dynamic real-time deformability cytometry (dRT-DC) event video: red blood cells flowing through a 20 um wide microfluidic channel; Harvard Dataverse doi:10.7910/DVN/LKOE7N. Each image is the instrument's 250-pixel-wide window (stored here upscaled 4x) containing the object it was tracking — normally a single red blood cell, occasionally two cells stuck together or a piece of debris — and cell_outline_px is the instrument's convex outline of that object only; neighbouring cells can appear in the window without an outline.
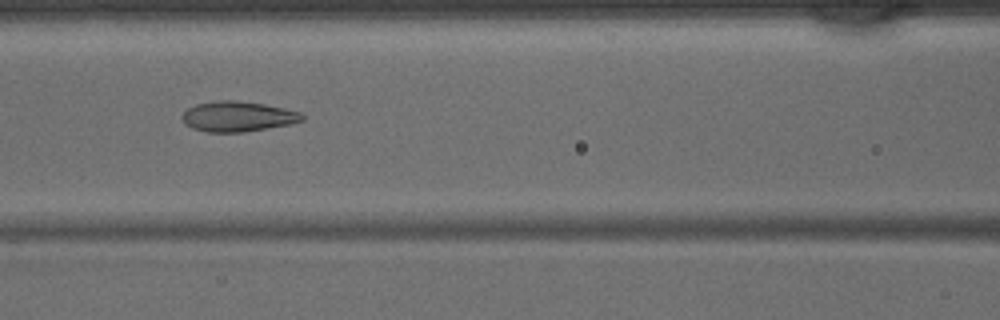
{"species": "common noctule bat (a hibernating species)", "species_latin": "Nyctalus noctula", "temperature_condition": "warm", "stored_images_in_passage": 44, "camera_frame_rate_fps": 3000, "um_per_image_px": 0.085, "animal": {"sex": "male", "body_mass_g": 15.6}, "frame": {"image": 1, "passage_image": 19, "time_ms": 6.0, "image_size_px": [1000, 320], "cell_outline_px": [[304, 120], [292, 124], [244, 132], [208, 132], [192, 128], [184, 124], [180, 116], [188, 108], [196, 104], [216, 100], [236, 100], [264, 104], [284, 108], [300, 112], [304, 116]], "centroid_in_image_um": [20.2, 9.9], "position_along_channel_um": 146.4, "area_um2": 21.33}}
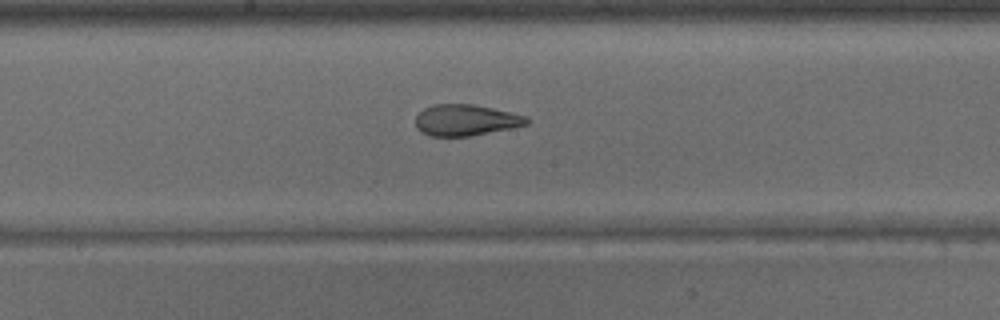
{"frame": {"image": 2, "passage_image": 23, "time_ms": 7.333, "image_size_px": [1000, 320], "cell_outline_px": [[532, 120], [528, 124], [472, 136], [428, 136], [420, 132], [416, 128], [416, 116], [424, 108], [432, 104], [472, 104], [492, 108], [528, 116]], "centroid_in_image_um": [39.58, 10.21], "position_along_channel_um": 208.6, "area_um2": 20.35}}
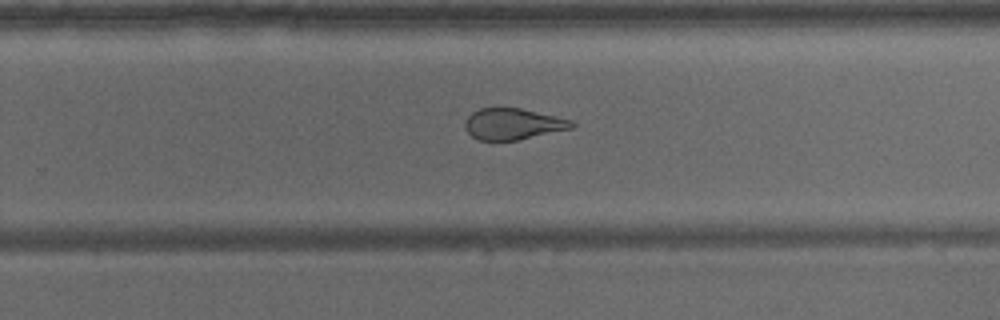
{"frame": {"image": 3, "passage_image": 28, "time_ms": 9.0, "image_size_px": [1000, 320], "cell_outline_px": [[576, 124], [572, 128], [516, 140], [480, 140], [472, 136], [468, 132], [464, 124], [464, 120], [472, 112], [480, 108], [520, 108], [556, 116], [572, 120]], "centroid_in_image_um": [43.59, 10.53], "position_along_channel_um": 286.2, "area_um2": 19.25}}